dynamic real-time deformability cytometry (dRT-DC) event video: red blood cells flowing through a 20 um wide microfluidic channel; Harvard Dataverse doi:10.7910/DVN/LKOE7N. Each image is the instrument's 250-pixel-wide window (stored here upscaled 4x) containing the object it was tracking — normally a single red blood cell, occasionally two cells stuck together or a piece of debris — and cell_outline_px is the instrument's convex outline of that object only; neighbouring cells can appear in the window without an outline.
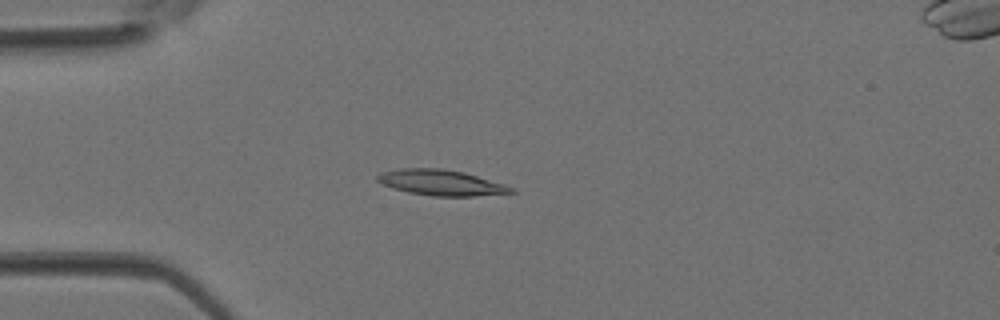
{"species": "Egyptian fruit bat (a non-hibernating species)", "species_latin": "Rousettus aegyptiacus", "temperature_condition": "room temperature", "stored_images_in_passage": 2, "camera_frame_rate_fps": 3000, "um_per_image_px": 0.085, "animal": {"sex": "female"}, "frame": {"image": 1, "passage_image": 2, "time_ms": 0.333, "image_size_px": [1000, 320], "cell_outline_px": [[516, 192], [472, 196], [432, 196], [408, 192], [392, 188], [376, 180], [376, 176], [380, 172], [400, 168], [440, 168], [464, 172], [504, 184], [516, 188]], "centroid_in_image_um": [37.48, 15.52], "position_along_channel_um": 47.5, "area_um2": 20.0}}